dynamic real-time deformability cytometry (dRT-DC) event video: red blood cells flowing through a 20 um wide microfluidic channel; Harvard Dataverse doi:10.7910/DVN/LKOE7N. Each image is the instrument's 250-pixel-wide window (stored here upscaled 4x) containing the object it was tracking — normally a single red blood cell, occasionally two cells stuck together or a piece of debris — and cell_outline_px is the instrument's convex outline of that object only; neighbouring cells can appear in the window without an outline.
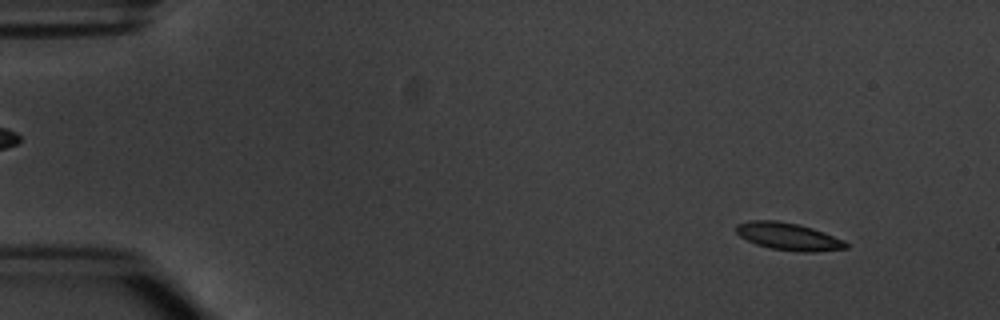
{"species": "common noctule bat (a hibernating species)", "species_latin": "Nyctalus noctula", "temperature_condition": "warm", "stored_images_in_passage": 3, "camera_frame_rate_fps": 3000, "um_per_image_px": 0.085, "animal": {"sex": "male", "body_mass_g": 20.1, "forearm_length_mm": 53.5}, "frame": {"image": 1, "passage_image": 1, "time_ms": 0.0, "image_size_px": [1000, 320], "cell_outline_px": [[848, 248], [812, 252], [804, 252], [772, 248], [756, 244], [740, 236], [736, 232], [736, 224], [748, 220], [776, 220], [800, 224], [812, 228], [844, 240], [848, 244]], "centroid_in_image_um": [67.0, 20.08], "position_along_channel_um": 18.0, "area_um2": 17.4}}